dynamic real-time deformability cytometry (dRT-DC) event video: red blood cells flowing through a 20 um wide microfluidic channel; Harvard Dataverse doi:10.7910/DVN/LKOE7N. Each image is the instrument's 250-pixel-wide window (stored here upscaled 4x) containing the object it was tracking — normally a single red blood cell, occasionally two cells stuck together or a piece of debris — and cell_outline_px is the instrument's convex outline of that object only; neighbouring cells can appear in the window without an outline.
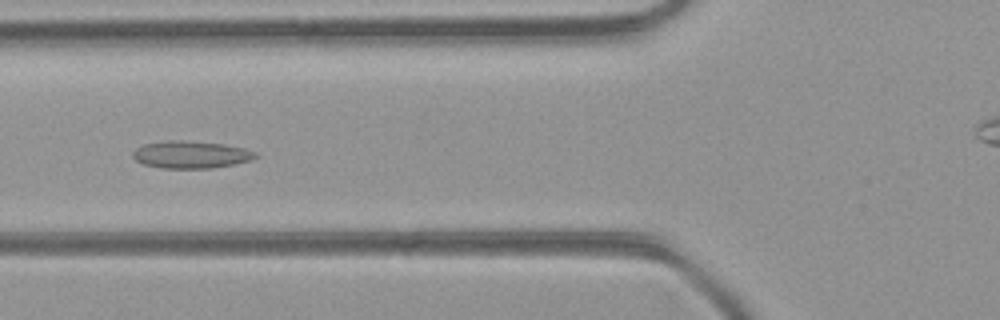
{"species": "common noctule bat (a hibernating species)", "species_latin": "Nyctalus noctula", "temperature_condition": "room temperature", "stored_images_in_passage": 40, "camera_frame_rate_fps": 3000, "um_per_image_px": 0.085, "animal": {"sex": "female", "body_mass_g": 21.9}, "frame": {"image": 1, "passage_image": 10, "time_ms": 3.0, "image_size_px": [1000, 320], "cell_outline_px": [[260, 156], [252, 160], [212, 168], [160, 168], [144, 164], [136, 160], [132, 156], [132, 152], [136, 148], [144, 144], [172, 140], [180, 140], [224, 144], [244, 148], [256, 152]], "centroid_in_image_um": [16.24, 13.14], "position_along_channel_um": 109.6, "area_um2": 19.48}}
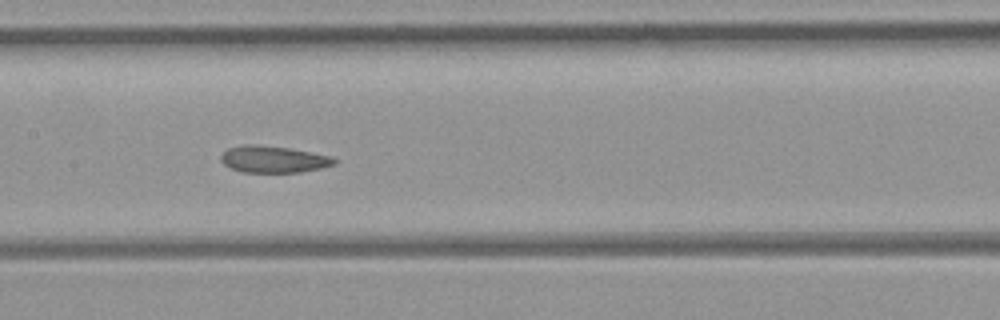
{"frame": {"image": 2, "passage_image": 15, "time_ms": 4.667, "image_size_px": [1000, 320], "cell_outline_px": [[340, 160], [336, 164], [320, 168], [300, 172], [244, 172], [232, 168], [224, 164], [220, 160], [220, 156], [228, 148], [244, 144], [256, 144], [288, 148], [328, 156]], "centroid_in_image_um": [23.23, 13.54], "position_along_channel_um": 184.2, "area_um2": 17.51}}
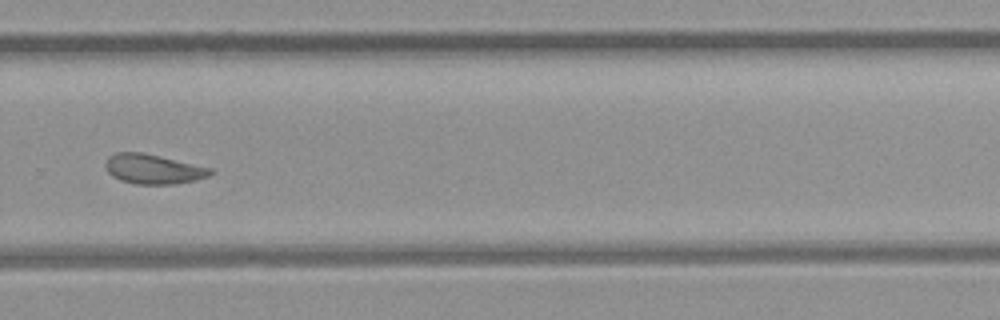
{"frame": {"image": 3, "passage_image": 24, "time_ms": 7.667, "image_size_px": [1000, 320], "cell_outline_px": [[212, 172], [208, 176], [196, 180], [172, 184], [136, 184], [120, 180], [112, 176], [108, 172], [104, 164], [108, 156], [116, 152], [144, 152], [212, 168]], "centroid_in_image_um": [12.99, 14.36], "position_along_channel_um": 316.8, "area_um2": 18.21}, "authors_computed_cell_mechanics": {"area_um2": 18.8717, "velocity_mm_per_s": 4.4451, "shape_relaxation_time_tau1_ms": null, "shape_relaxation_time_tau2_ms": 3.0583, "deformation_change_tau1": null, "deformation_change_tau2": 0.0954}}